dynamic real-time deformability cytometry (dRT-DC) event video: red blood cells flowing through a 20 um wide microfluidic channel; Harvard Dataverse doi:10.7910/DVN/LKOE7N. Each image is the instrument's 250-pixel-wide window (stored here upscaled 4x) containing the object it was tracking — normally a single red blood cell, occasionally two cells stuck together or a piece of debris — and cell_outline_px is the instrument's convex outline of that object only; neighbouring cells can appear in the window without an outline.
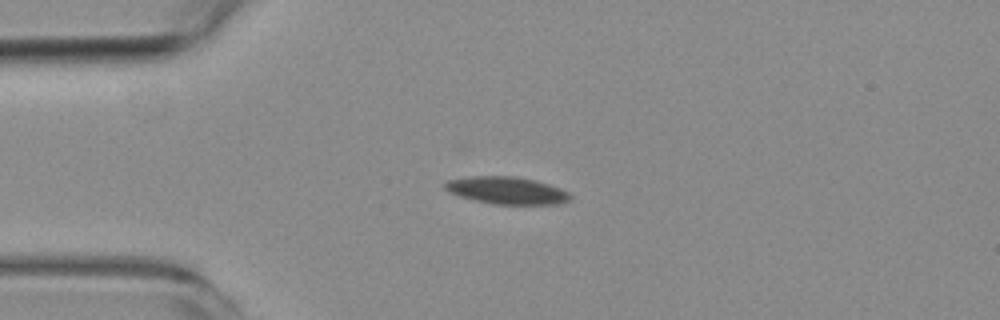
{"species": "common noctule bat (a hibernating species)", "species_latin": "Nyctalus noctula", "temperature_condition": "room temperature", "stored_images_in_passage": 9, "camera_frame_rate_fps": 3000, "um_per_image_px": 0.085, "animal": {"sex": "female", "body_mass_g": 19.3, "forearm_length_mm": 54.1}, "frame": {"image": 1, "passage_image": 2, "time_ms": 1.0, "image_size_px": [1000, 320], "cell_outline_px": [[572, 200], [560, 204], [492, 204], [460, 196], [448, 192], [444, 188], [444, 184], [448, 180], [472, 176], [516, 176], [536, 180], [560, 188], [568, 192], [572, 196]], "centroid_in_image_um": [43.11, 16.19], "position_along_channel_um": 41.9, "area_um2": 20.0}}
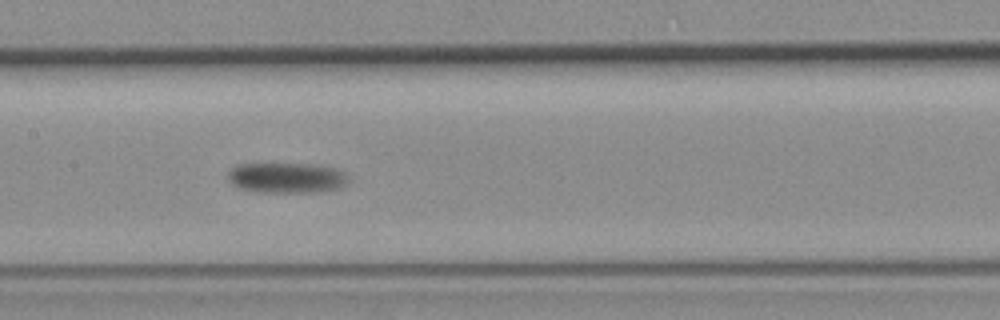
{"frame": {"image": 2, "passage_image": 6, "time_ms": 5.667, "image_size_px": [1000, 320], "cell_outline_px": [[352, 180], [348, 184], [340, 188], [328, 192], [252, 192], [240, 188], [232, 184], [228, 180], [228, 172], [232, 168], [240, 164], [308, 164], [340, 168]], "centroid_in_image_um": [24.45, 15.13], "position_along_channel_um": 182.9, "area_um2": 21.85}}
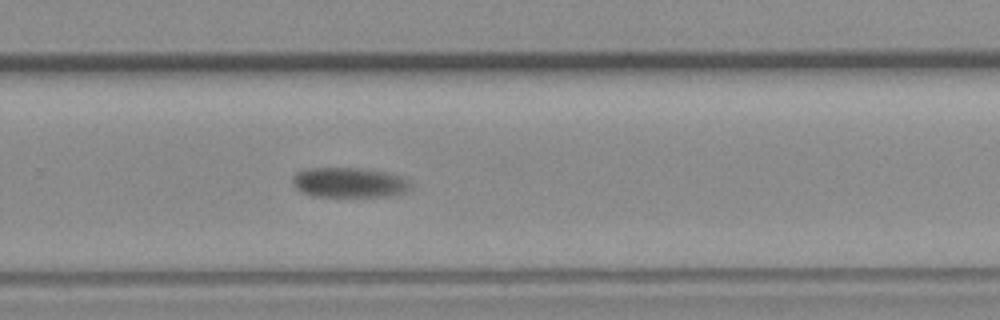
{"frame": {"image": 3, "passage_image": 9, "time_ms": 9.0, "image_size_px": [1000, 320], "cell_outline_px": [[412, 188], [404, 192], [392, 196], [312, 196], [300, 192], [292, 184], [292, 176], [296, 172], [304, 168], [360, 168], [384, 172], [400, 176], [408, 180], [412, 184]], "centroid_in_image_um": [29.64, 15.51], "position_along_channel_um": 300.2, "area_um2": 20.81}}